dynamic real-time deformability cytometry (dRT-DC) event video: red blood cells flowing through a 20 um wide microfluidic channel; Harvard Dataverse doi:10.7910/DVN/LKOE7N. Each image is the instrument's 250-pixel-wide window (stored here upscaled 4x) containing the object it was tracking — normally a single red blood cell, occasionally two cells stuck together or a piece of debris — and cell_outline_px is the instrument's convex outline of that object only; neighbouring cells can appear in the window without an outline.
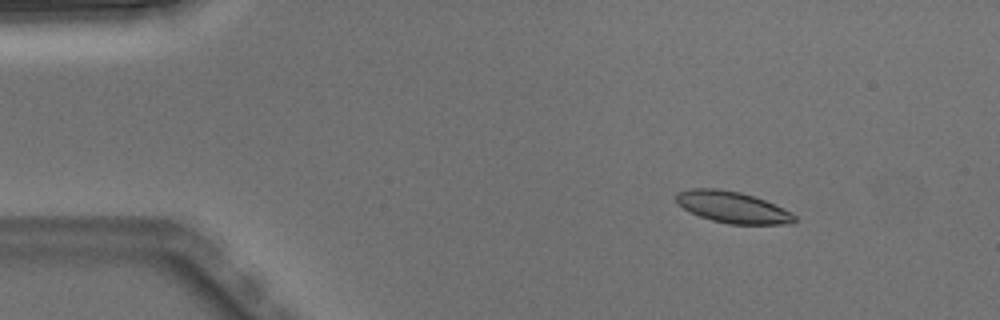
{"species": "Egyptian fruit bat (a non-hibernating species)", "species_latin": "Rousettus aegyptiacus", "temperature_condition": "warm", "stored_images_in_passage": 5, "camera_frame_rate_fps": 3000, "um_per_image_px": 0.085, "animal": {"sex": "male"}, "frame": {"image": 1, "passage_image": 2, "time_ms": 0.333, "image_size_px": [1000, 320], "cell_outline_px": [[796, 220], [792, 224], [728, 224], [712, 220], [700, 216], [676, 204], [676, 192], [688, 188], [720, 188], [740, 192], [764, 200], [792, 212], [796, 216]], "centroid_in_image_um": [62.25, 17.6], "position_along_channel_um": 22.7, "area_um2": 21.73}}
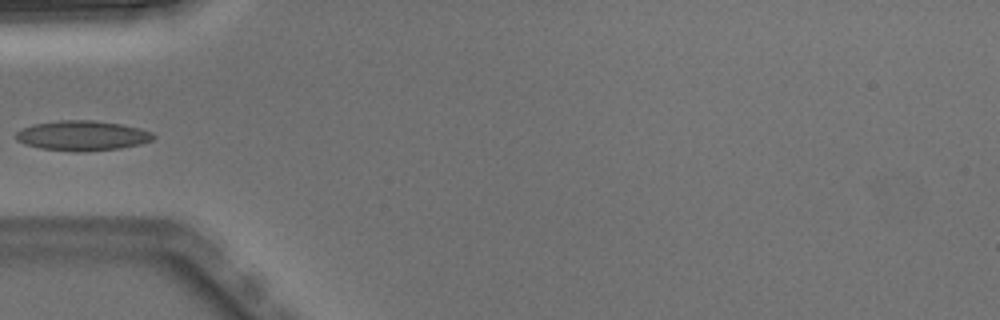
{"frame": {"image": 2, "passage_image": 4, "time_ms": 1.0, "image_size_px": [1000, 320], "cell_outline_px": [[156, 136], [152, 140], [140, 144], [120, 148], [84, 152], [76, 152], [40, 148], [24, 144], [16, 140], [16, 132], [32, 124], [60, 120], [92, 120], [120, 124], [140, 128], [152, 132]], "centroid_in_image_um": [7.0, 11.53], "position_along_channel_um": 78.0, "area_um2": 24.04}}